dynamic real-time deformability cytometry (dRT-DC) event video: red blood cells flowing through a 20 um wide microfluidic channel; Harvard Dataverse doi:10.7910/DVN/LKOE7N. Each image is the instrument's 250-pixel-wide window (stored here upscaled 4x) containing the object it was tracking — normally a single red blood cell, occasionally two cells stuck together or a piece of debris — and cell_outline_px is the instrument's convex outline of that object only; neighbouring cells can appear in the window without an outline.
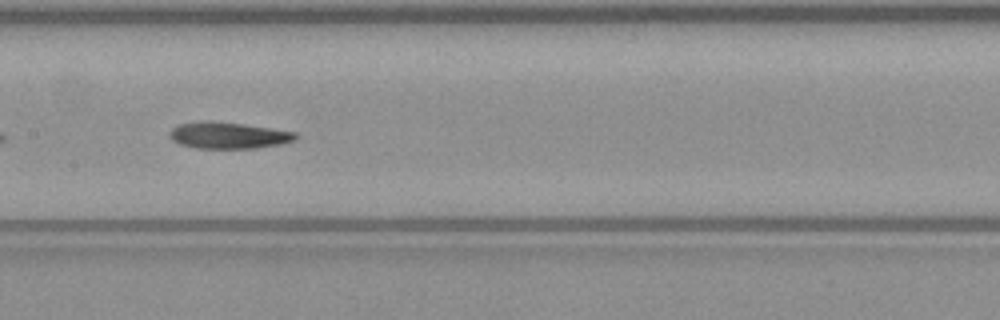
{"species": "common noctule bat (a hibernating species)", "species_latin": "Nyctalus noctula", "temperature_condition": "warm", "stored_images_in_passage": 34, "camera_frame_rate_fps": 3000, "um_per_image_px": 0.085, "animal": {"sex": "male", "body_mass_g": 23.1, "forearm_length_mm": 52.7}, "frame": {"image": 1, "passage_image": 15, "time_ms": 4.667, "image_size_px": [1000, 320], "cell_outline_px": [[300, 136], [296, 140], [280, 144], [256, 148], [196, 148], [180, 144], [172, 140], [168, 136], [168, 132], [172, 128], [180, 124], [200, 120], [208, 120], [244, 124], [296, 132]], "centroid_in_image_um": [19.4, 11.5], "position_along_channel_um": 188.0, "area_um2": 19.65}, "authors_computed_cell_mechanics": {"area_um2": 19.8254, "velocity_mm_per_s": 4.049, "shape_relaxation_time_tau1_ms": null, "shape_relaxation_time_tau2_ms": 11.0685, "deformation_change_tau1": null, "deformation_change_tau2": 0.2077}}